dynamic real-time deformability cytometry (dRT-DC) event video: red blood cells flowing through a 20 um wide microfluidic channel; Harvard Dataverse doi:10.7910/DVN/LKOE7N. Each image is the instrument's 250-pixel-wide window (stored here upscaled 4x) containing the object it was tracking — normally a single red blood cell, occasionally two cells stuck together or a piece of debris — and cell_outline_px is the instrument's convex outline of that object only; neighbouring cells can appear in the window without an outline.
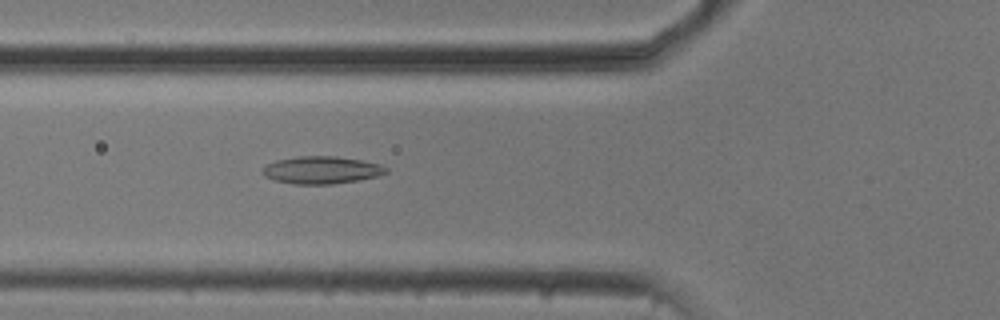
{"species": "common noctule bat (a hibernating species)", "species_latin": "Nyctalus noctula", "temperature_condition": "cold", "stored_images_in_passage": 53, "camera_frame_rate_fps": 3000, "um_per_image_px": 0.085, "animal": {"sex": "male", "body_mass_g": 20.5, "forearm_length_mm": 52.5}, "frame": {"image": 1, "passage_image": 19, "time_ms": 6.0, "image_size_px": [1000, 320], "cell_outline_px": [[388, 172], [380, 176], [360, 180], [332, 184], [292, 184], [272, 180], [264, 176], [260, 172], [268, 164], [276, 160], [296, 156], [336, 156], [360, 160], [380, 164], [388, 168]], "centroid_in_image_um": [27.33, 14.46], "position_along_channel_um": 98.5, "area_um2": 20.0}}
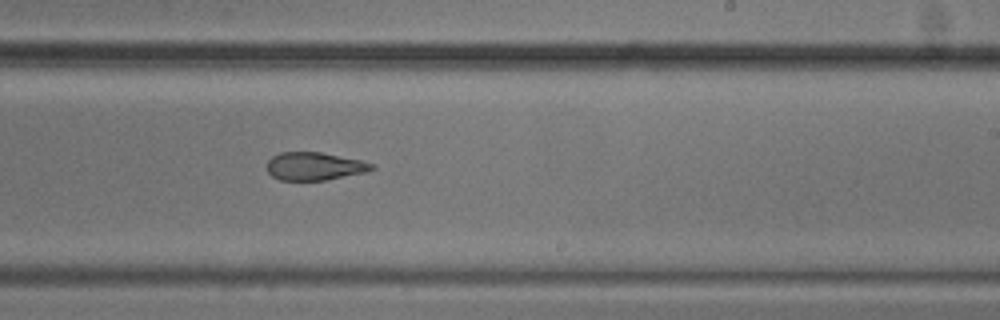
{"frame": {"image": 2, "passage_image": 32, "time_ms": 10.333, "image_size_px": [1000, 320], "cell_outline_px": [[376, 168], [364, 172], [324, 180], [280, 180], [272, 176], [268, 172], [268, 160], [272, 156], [280, 152], [320, 152], [360, 160], [376, 164]], "centroid_in_image_um": [26.73, 14.12], "position_along_channel_um": 262.3, "area_um2": 16.94}}
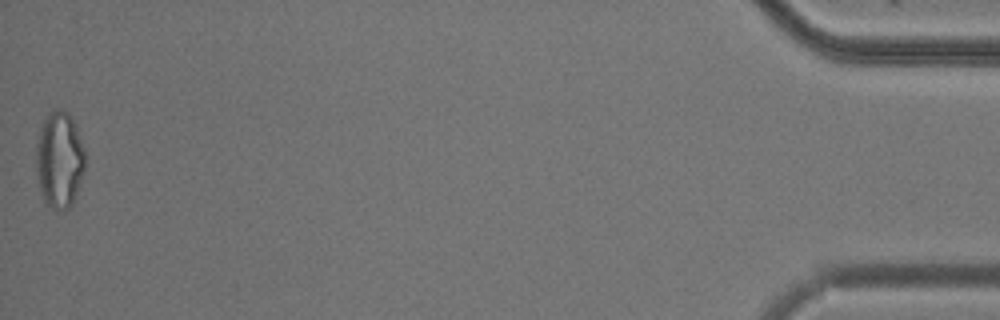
{"frame": {"image": 3, "passage_image": 53, "time_ms": 17.333, "image_size_px": [1000, 320], "cell_outline_px": [[84, 172], [72, 204], [68, 208], [56, 212], [44, 204], [40, 188], [36, 168], [36, 144], [40, 128], [48, 112], [56, 108], [68, 112], [76, 124], [84, 148]], "centroid_in_image_um": [5.04, 13.59], "position_along_channel_um": 430.2, "area_um2": 27.86}, "authors_computed_cell_mechanics": {"area_um2": 20.2878, "velocity_mm_per_s": 3.771, "shape_relaxation_time_tau1_ms": null, "shape_relaxation_time_tau2_ms": 4.8657, "deformation_change_tau1": null, "deformation_change_tau2": 0.1419}}